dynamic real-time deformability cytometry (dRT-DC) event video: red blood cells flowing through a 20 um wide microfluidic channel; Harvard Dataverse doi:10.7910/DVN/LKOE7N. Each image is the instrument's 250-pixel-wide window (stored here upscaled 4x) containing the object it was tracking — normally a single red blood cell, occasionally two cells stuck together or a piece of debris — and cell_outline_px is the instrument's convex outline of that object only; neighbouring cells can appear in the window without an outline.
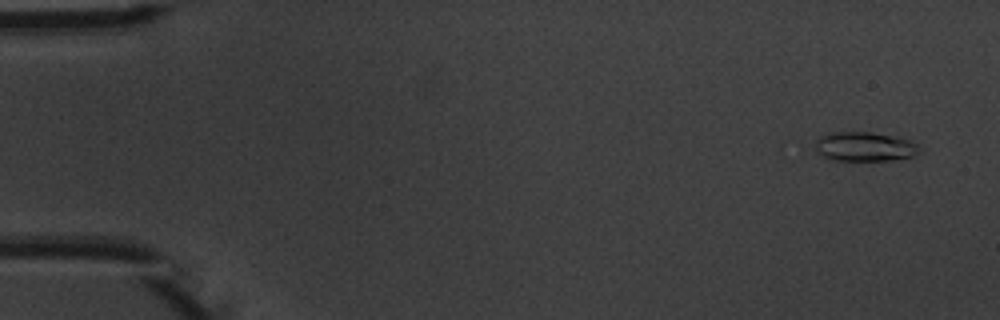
{"species": "common noctule bat (a hibernating species)", "species_latin": "Nyctalus noctula", "temperature_condition": "warm", "stored_images_in_passage": 4, "camera_frame_rate_fps": 3000, "um_per_image_px": 0.085, "animal": {"sex": "male", "body_mass_g": 20.1, "forearm_length_mm": 53.5}, "frame": {"image": 1, "passage_image": 1, "time_ms": 0.0, "image_size_px": [1000, 320], "cell_outline_px": [[920, 152], [912, 156], [888, 160], [828, 160], [816, 152], [816, 140], [820, 136], [832, 132], [868, 132], [892, 136], [912, 140], [916, 144]], "centroid_in_image_um": [73.45, 12.46], "position_along_channel_um": 11.6, "area_um2": 17.69}}
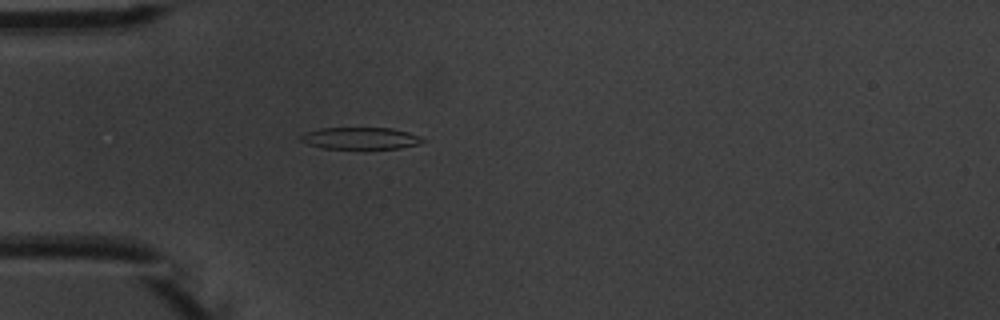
{"frame": {"image": 2, "passage_image": 4, "time_ms": 4.333, "image_size_px": [1000, 320], "cell_outline_px": [[424, 140], [416, 144], [400, 148], [324, 148], [308, 144], [300, 140], [300, 136], [308, 132], [320, 128], [392, 128], [408, 132], [420, 136]], "centroid_in_image_um": [30.63, 11.74], "position_along_channel_um": 54.4, "area_um2": 15.2}}